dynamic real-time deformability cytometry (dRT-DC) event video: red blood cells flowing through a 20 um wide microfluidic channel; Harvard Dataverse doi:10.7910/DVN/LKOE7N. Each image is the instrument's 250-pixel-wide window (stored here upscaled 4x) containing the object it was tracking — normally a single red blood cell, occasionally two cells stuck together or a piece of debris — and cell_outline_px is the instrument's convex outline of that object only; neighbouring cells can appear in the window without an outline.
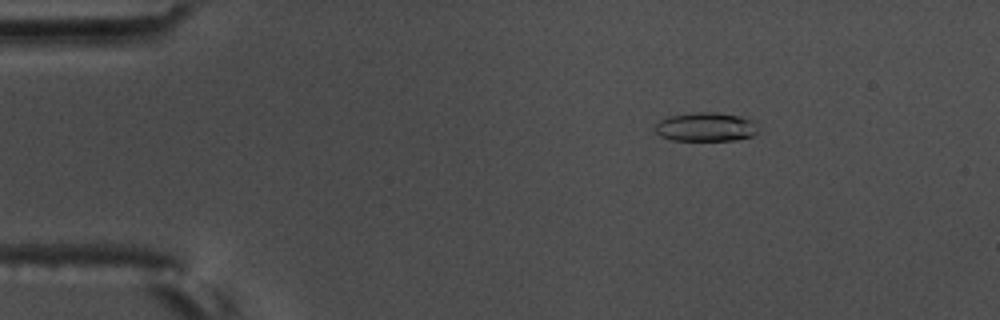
{"species": "common noctule bat (a hibernating species)", "species_latin": "Nyctalus noctula", "temperature_condition": "warm", "stored_images_in_passage": 50, "camera_frame_rate_fps": 3000, "um_per_image_px": 0.085, "animal": {"sex": "male", "body_mass_g": 17.5, "forearm_length_mm": 52.3}, "frame": {"image": 1, "passage_image": 2, "time_ms": 0.333, "image_size_px": [1000, 320], "cell_outline_px": [[760, 132], [752, 136], [736, 140], [672, 140], [660, 136], [656, 132], [656, 124], [660, 120], [668, 116], [700, 112], [716, 112], [740, 116], [752, 120], [760, 128]], "centroid_in_image_um": [60.04, 10.79], "position_along_channel_um": 25.0, "area_um2": 17.46}}
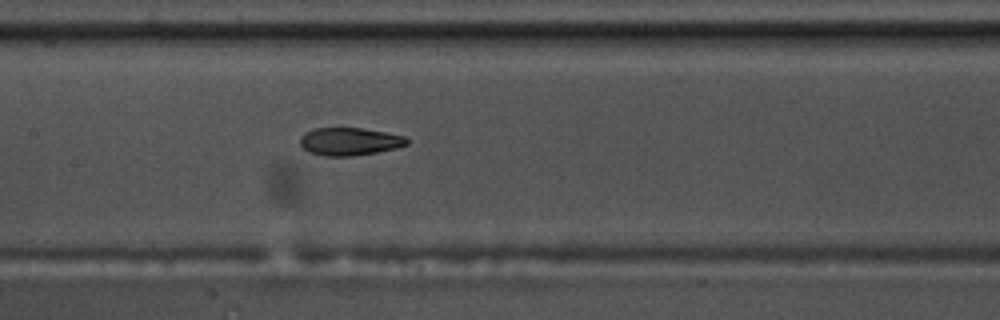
{"frame": {"image": 2, "passage_image": 21, "time_ms": 6.667, "image_size_px": [1000, 320], "cell_outline_px": [[408, 144], [396, 148], [376, 152], [352, 156], [324, 156], [308, 152], [300, 144], [300, 136], [304, 132], [316, 128], [360, 128], [384, 132], [404, 136], [408, 140]], "centroid_in_image_um": [29.68, 12.03], "position_along_channel_um": 177.7, "area_um2": 17.22}}
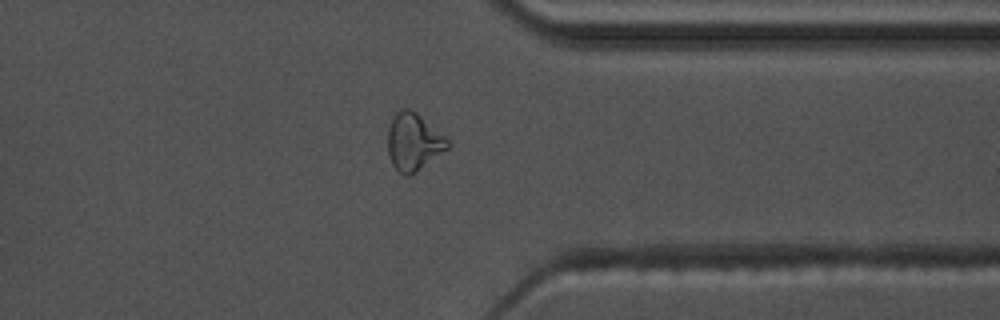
{"frame": {"image": 3, "passage_image": 38, "time_ms": 12.333, "image_size_px": [1000, 320], "cell_outline_px": [[452, 144], [448, 148], [412, 176], [404, 176], [392, 164], [388, 156], [388, 128], [396, 112], [400, 108], [408, 108], [416, 112], [444, 136]], "centroid_in_image_um": [35.14, 12.08], "position_along_channel_um": 376.3, "area_um2": 20.0}, "authors_computed_cell_mechanics": {"area_um2": 17.918, "velocity_mm_per_s": 3.5813, "shape_relaxation_time_tau1_ms": 6.2924, "shape_relaxation_time_tau2_ms": 2.8614, "deformation_change_tau1": 0.2065, "deformation_change_tau2": 0.09}}